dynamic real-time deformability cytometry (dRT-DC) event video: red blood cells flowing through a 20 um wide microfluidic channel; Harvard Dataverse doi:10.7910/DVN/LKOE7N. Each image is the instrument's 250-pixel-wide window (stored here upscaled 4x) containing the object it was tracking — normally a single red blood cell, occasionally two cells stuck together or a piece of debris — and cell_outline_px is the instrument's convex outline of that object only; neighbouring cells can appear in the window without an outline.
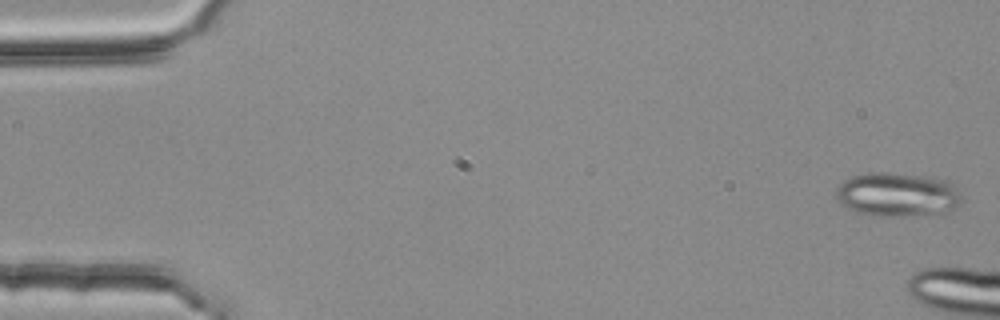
{"species": "common noctule bat (a hibernating species)", "species_latin": "Nyctalus noctula", "temperature_condition": "room temperature", "stored_images_in_passage": 6, "camera_frame_rate_fps": 3000, "um_per_image_px": 0.085, "animal": {"sex": "female", "body_mass_g": 25.1}, "frame": {"image": 1, "passage_image": 1, "time_ms": 0.0, "image_size_px": [1000, 320], "cell_outline_px": [[960, 208], [944, 212], [904, 216], [868, 216], [856, 212], [840, 204], [836, 196], [836, 188], [844, 180], [852, 176], [872, 172], [888, 172], [932, 176], [944, 180], [952, 184], [960, 200]], "centroid_in_image_um": [76.24, 16.54], "position_along_channel_um": 8.8, "area_um2": 32.37}}